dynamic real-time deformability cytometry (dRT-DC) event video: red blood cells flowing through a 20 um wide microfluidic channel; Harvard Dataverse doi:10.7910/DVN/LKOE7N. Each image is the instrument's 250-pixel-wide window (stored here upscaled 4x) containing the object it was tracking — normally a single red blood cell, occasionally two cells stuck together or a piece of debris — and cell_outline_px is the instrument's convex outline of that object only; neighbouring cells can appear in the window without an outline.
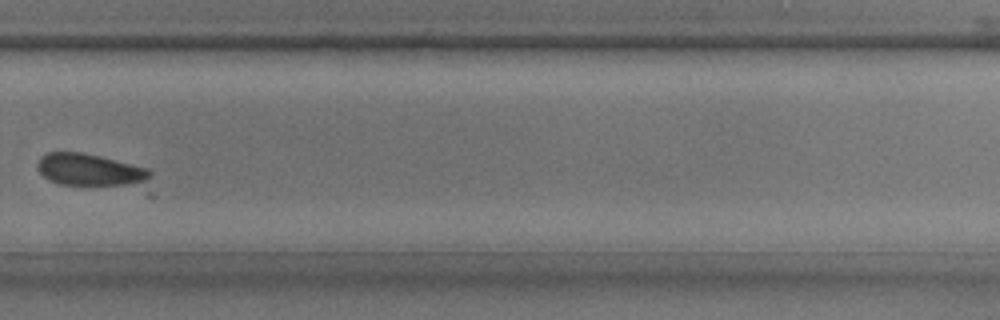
{"species": "common noctule bat (a hibernating species)", "species_latin": "Nyctalus noctula", "temperature_condition": "room temperature", "stored_images_in_passage": 39, "camera_frame_rate_fps": 3000, "um_per_image_px": 0.085, "animal": {"sex": "male", "body_mass_g": 17.9, "forearm_length_mm": 54.2}, "frame": {"image": 1, "passage_image": 27, "time_ms": 8.667, "image_size_px": [1000, 320], "cell_outline_px": [[152, 176], [144, 184], [60, 184], [48, 180], [40, 172], [36, 164], [40, 156], [48, 152], [80, 152], [100, 156], [148, 168], [152, 172]], "centroid_in_image_um": [7.64, 14.42], "position_along_channel_um": 322.2, "area_um2": 20.87}}